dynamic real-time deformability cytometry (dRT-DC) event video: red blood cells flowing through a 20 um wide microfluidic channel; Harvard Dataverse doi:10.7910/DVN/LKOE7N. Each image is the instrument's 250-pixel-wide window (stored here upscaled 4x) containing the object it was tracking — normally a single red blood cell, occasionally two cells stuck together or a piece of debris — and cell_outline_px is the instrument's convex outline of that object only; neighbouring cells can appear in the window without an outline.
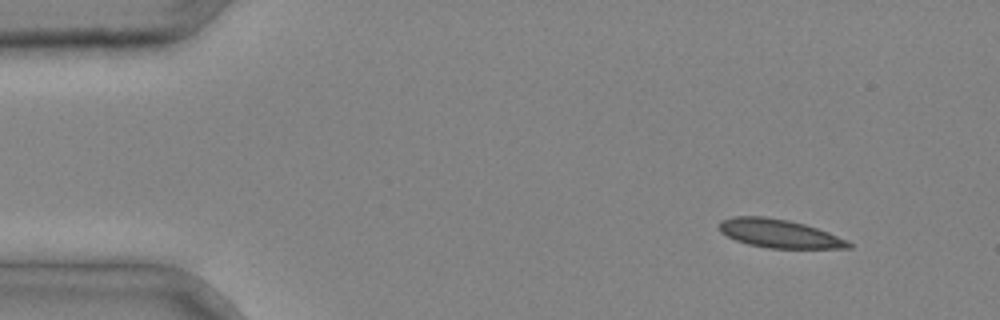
{"species": "common noctule bat (a hibernating species)", "species_latin": "Nyctalus noctula", "temperature_condition": "cold", "stored_images_in_passage": 3, "camera_frame_rate_fps": 3000, "um_per_image_px": 0.085, "animal": {"sex": "male", "body_mass_g": 20.4}, "frame": {"image": 1, "passage_image": 1, "time_ms": 0.0, "image_size_px": [1000, 320], "cell_outline_px": [[852, 248], [768, 248], [748, 244], [736, 240], [720, 232], [720, 220], [732, 216], [764, 216], [788, 220], [804, 224], [828, 232], [848, 240], [852, 244]], "centroid_in_image_um": [66.23, 19.85], "position_along_channel_um": 18.8, "area_um2": 21.39}}
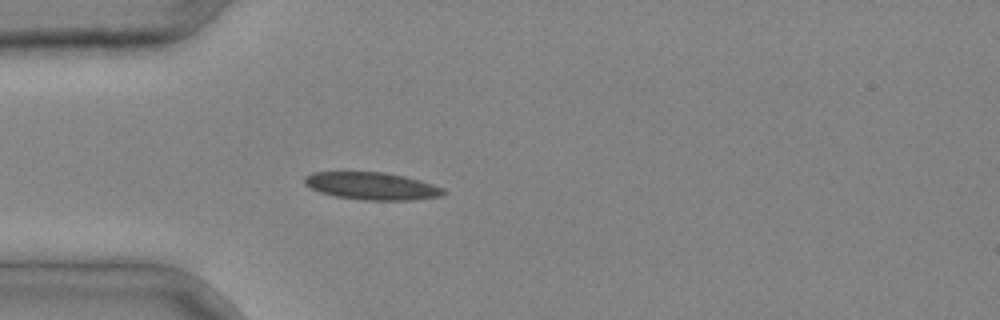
{"frame": {"image": 2, "passage_image": 3, "time_ms": 0.667, "image_size_px": [1000, 320], "cell_outline_px": [[448, 192], [444, 196], [412, 200], [364, 200], [336, 196], [320, 192], [304, 184], [304, 176], [312, 172], [384, 172], [404, 176], [420, 180], [444, 188]], "centroid_in_image_um": [31.65, 15.81], "position_along_channel_um": 53.4, "area_um2": 22.31}}